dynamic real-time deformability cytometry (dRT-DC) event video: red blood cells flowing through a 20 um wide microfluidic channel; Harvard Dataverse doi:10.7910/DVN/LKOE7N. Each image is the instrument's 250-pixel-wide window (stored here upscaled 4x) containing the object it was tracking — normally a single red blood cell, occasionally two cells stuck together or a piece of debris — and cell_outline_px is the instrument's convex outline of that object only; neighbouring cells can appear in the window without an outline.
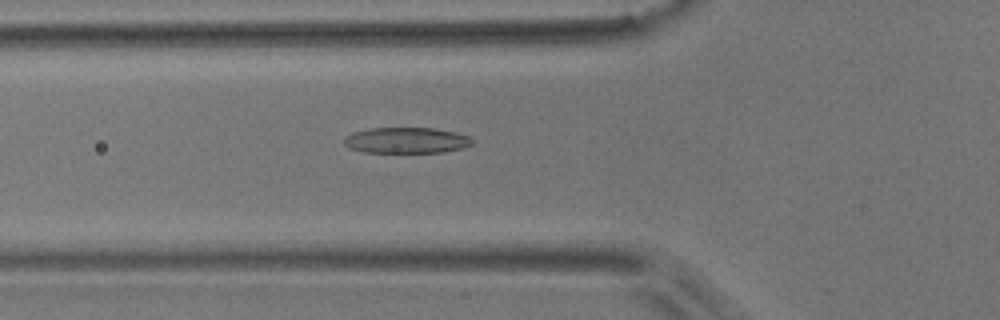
{"species": "common noctule bat (a hibernating species)", "species_latin": "Nyctalus noctula", "temperature_condition": "room temperature", "stored_images_in_passage": 52, "camera_frame_rate_fps": 3000, "um_per_image_px": 0.085, "animal": {"sex": "male", "body_mass_g": 17.9}, "frame": {"image": 1, "passage_image": 18, "time_ms": 5.667, "image_size_px": [1000, 320], "cell_outline_px": [[476, 140], [472, 144], [464, 148], [444, 152], [364, 152], [348, 148], [344, 144], [344, 136], [352, 132], [368, 128], [432, 128], [456, 132], [468, 136]], "centroid_in_image_um": [34.54, 11.92], "position_along_channel_um": 91.3, "area_um2": 19.54}}
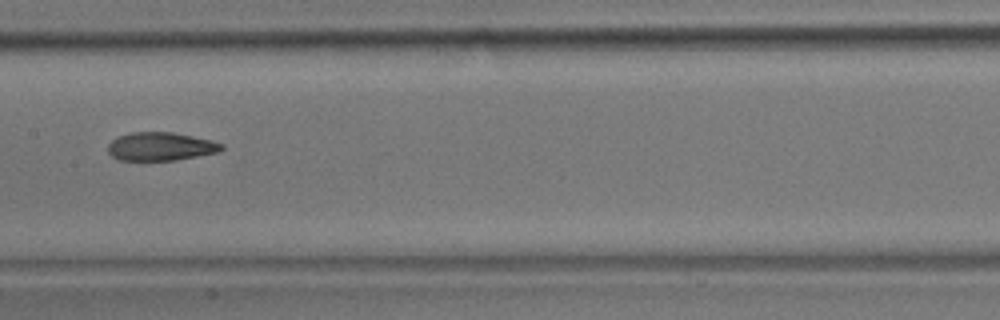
{"frame": {"image": 2, "passage_image": 26, "time_ms": 8.333, "image_size_px": [1000, 320], "cell_outline_px": [[224, 148], [220, 152], [176, 160], [120, 160], [112, 156], [108, 152], [108, 144], [112, 140], [128, 132], [172, 132], [212, 140], [224, 144]], "centroid_in_image_um": [13.68, 12.45], "position_along_channel_um": 193.7, "area_um2": 18.84}}
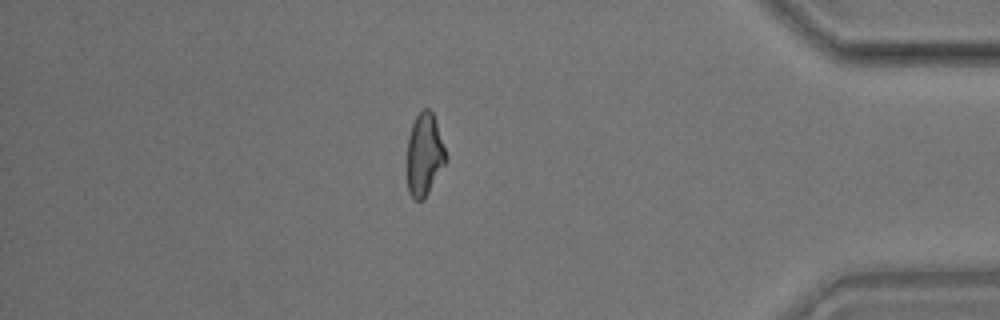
{"frame": {"image": 3, "passage_image": 45, "time_ms": 14.667, "image_size_px": [1000, 320], "cell_outline_px": [[448, 160], [424, 200], [416, 200], [408, 192], [408, 136], [412, 124], [416, 116], [424, 108], [428, 108], [432, 112], [448, 156]], "centroid_in_image_um": [36.1, 13.16], "position_along_channel_um": 399.1, "area_um2": 18.61}}